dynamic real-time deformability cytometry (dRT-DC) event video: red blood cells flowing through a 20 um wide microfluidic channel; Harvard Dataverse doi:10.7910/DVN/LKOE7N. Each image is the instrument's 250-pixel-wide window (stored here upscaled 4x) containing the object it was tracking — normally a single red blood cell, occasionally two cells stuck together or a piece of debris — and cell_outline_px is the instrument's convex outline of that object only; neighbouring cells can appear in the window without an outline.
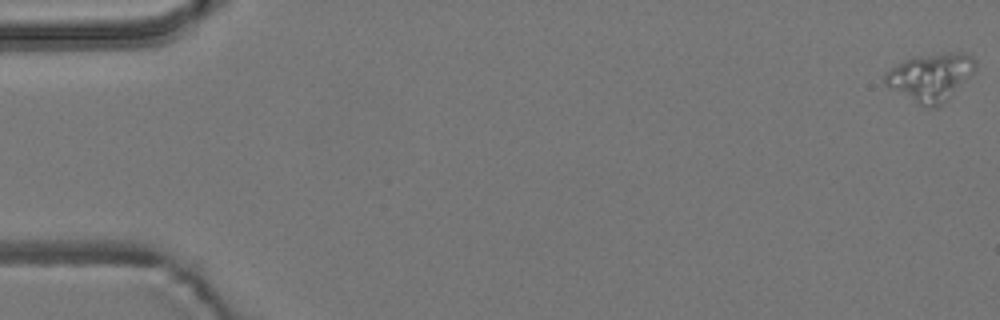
{"species": "common noctule bat (a hibernating species)", "species_latin": "Nyctalus noctula", "temperature_condition": "room temperature", "stored_images_in_passage": 14, "camera_frame_rate_fps": 3000, "um_per_image_px": 0.085, "animal": {"sex": "male", "body_mass_g": 19.2, "forearm_length_mm": 51.8}, "frame": {"image": 1, "passage_image": 1, "time_ms": 0.0, "image_size_px": [1000, 320], "cell_outline_px": [[976, 68], [936, 108], [924, 108], [888, 88], [884, 84], [884, 72], [904, 60], [920, 56], [948, 52], [968, 52], [976, 60]], "centroid_in_image_um": [79.04, 6.54], "position_along_channel_um": 6.0, "area_um2": 24.85}}
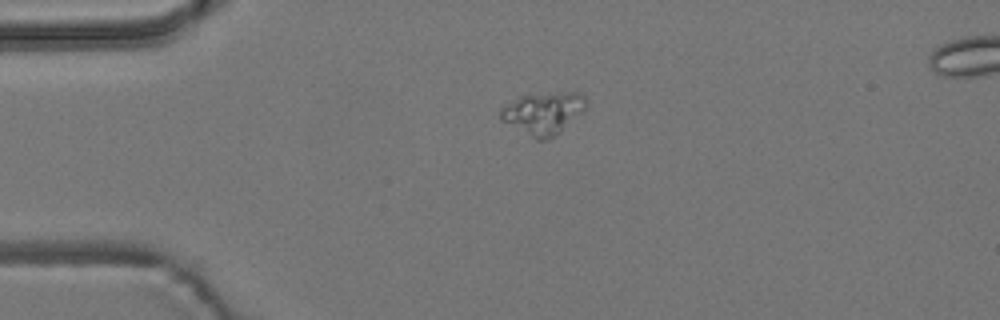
{"frame": {"image": 2, "passage_image": 14, "time_ms": 4.333, "image_size_px": [1000, 320], "cell_outline_px": [[588, 108], [556, 136], [544, 140], [536, 140], [500, 120], [500, 108], [520, 96], [564, 92], [580, 92], [588, 100]], "centroid_in_image_um": [46.23, 9.63], "position_along_channel_um": 38.8, "area_um2": 21.27}}